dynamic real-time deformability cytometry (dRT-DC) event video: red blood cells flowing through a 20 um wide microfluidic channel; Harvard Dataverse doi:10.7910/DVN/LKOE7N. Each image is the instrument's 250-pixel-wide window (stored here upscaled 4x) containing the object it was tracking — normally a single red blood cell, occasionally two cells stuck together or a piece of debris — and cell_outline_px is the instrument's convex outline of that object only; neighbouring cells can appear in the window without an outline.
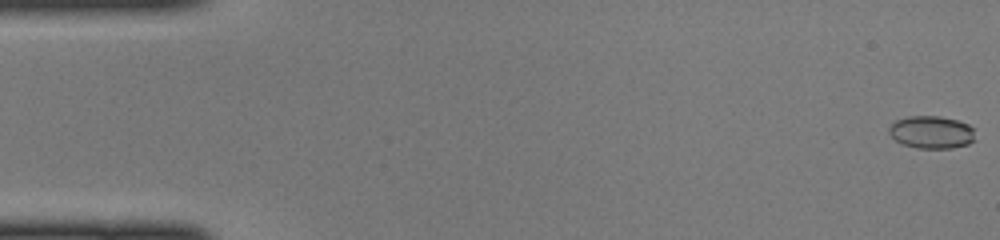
{"species": "common noctule bat (a hibernating species)", "species_latin": "Nyctalus noctula", "temperature_condition": "cold", "stored_images_in_passage": 47, "camera_frame_rate_fps": 3000, "um_per_image_px": 0.085, "animal": {"sex": "female", "body_mass_g": 22.0, "forearm_length_mm": 56.7}, "frame": {"image": 1, "passage_image": 1, "time_ms": 0.0, "image_size_px": [1000, 240], "cell_outline_px": [[976, 140], [968, 144], [952, 148], [916, 148], [900, 144], [888, 132], [888, 128], [896, 120], [908, 116], [940, 116], [956, 120], [968, 124], [972, 128]], "centroid_in_image_um": [79.17, 11.24], "position_along_channel_um": 5.8, "area_um2": 16.47}}
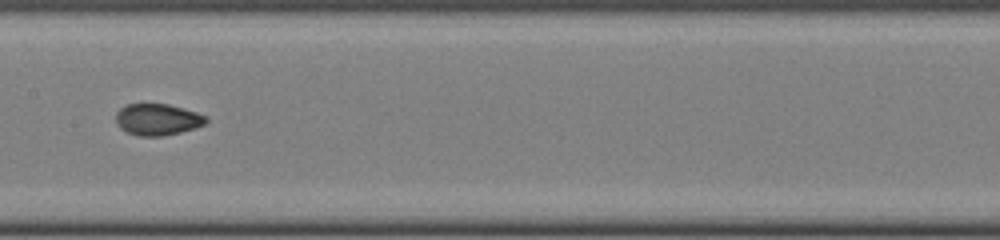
{"frame": {"image": 2, "passage_image": 24, "time_ms": 7.667, "image_size_px": [1000, 240], "cell_outline_px": [[208, 120], [204, 124], [196, 128], [180, 132], [160, 136], [140, 136], [128, 132], [120, 128], [116, 124], [116, 112], [120, 108], [128, 104], [168, 104], [196, 112], [208, 116]], "centroid_in_image_um": [13.39, 10.15], "position_along_channel_um": 194.0, "area_um2": 16.53}}
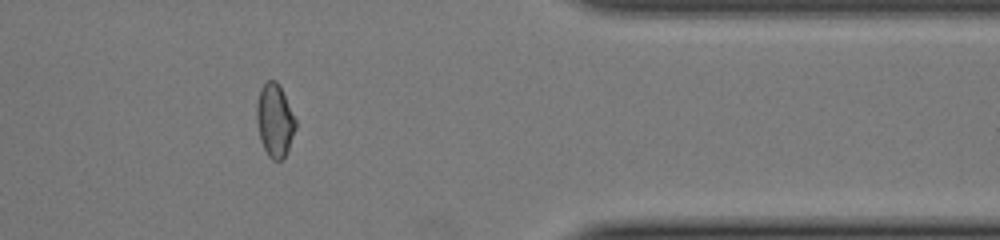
{"frame": {"image": 3, "passage_image": 39, "time_ms": 12.667, "image_size_px": [1000, 240], "cell_outline_px": [[296, 128], [284, 160], [272, 160], [268, 156], [260, 140], [256, 120], [256, 104], [260, 88], [268, 80], [276, 80], [280, 84], [296, 120]], "centroid_in_image_um": [23.35, 10.23], "position_along_channel_um": 388.0, "area_um2": 16.82}}